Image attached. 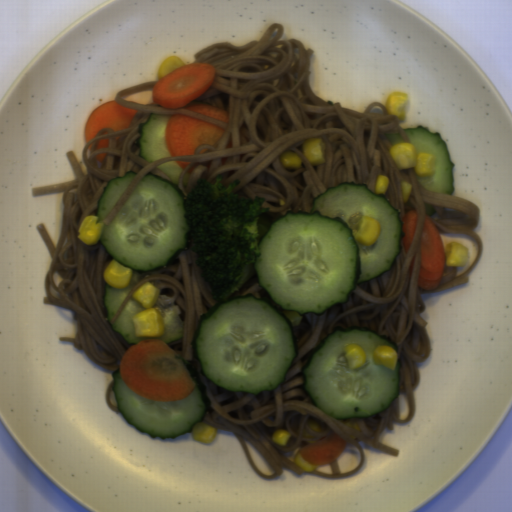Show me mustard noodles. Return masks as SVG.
<instances>
[{
	"label": "mustard noodles",
	"mask_w": 512,
	"mask_h": 512,
	"mask_svg": "<svg viewBox=\"0 0 512 512\" xmlns=\"http://www.w3.org/2000/svg\"><path fill=\"white\" fill-rule=\"evenodd\" d=\"M284 34L285 26L273 22L260 40L244 45L223 41L194 54V64L209 63L215 67L216 74L207 91L193 101L226 111L228 123L186 108L167 109L153 103L152 92L158 81L139 83L116 93V103L138 110L129 127L118 131L106 127L85 143L81 156L86 173L74 150L66 151L75 180L31 188L33 197L63 193L56 246L44 223L35 226L52 258L44 276L47 296L42 297V304L73 312L77 321L76 336H59L58 340L72 343L94 364L114 372L133 345L111 325L134 293L145 283H151L159 289V294L169 296L180 308L183 335L165 345L175 357L194 365L206 386L211 404L202 423L216 431L233 433L253 471L266 481L281 476L284 467L296 475L346 478L360 471L365 463L366 453L359 441L392 457L399 456L400 450L380 443L379 437L386 428L394 430V423L405 425L415 417L414 391L421 380L417 363L426 362L432 350L426 328L429 322L420 315L426 310L421 294L442 292L468 283L483 251V241L475 231L479 226L480 207L468 199L430 191L419 182L412 168L399 170L389 151L393 145L384 134L398 133L404 142L411 144L397 115L389 114L386 105L379 101H373L361 113L343 108L341 101L332 104L318 98L310 83L314 49H306L301 40L281 39ZM150 113L165 116L180 113L226 131L215 146L199 145L195 156L165 157L149 164L139 156L136 140L140 136L137 126L145 123ZM314 136H321L326 144L327 163L312 167L301 152V144ZM107 138L109 148L95 150L99 140ZM291 150L302 158V168L298 171L285 170L280 164L279 155ZM106 152L103 163L96 160L95 156ZM173 161L189 163L177 180L185 198L200 179L212 184L218 174H222L224 177L219 183L223 188L241 180L231 192L237 199L264 197L262 207L269 208L267 212L273 220L288 211L312 212L314 199L328 188L354 181L375 193L378 175L389 177L384 196L399 210V220L411 210L417 213L411 244L405 252L401 240V252L391 269L381 277L357 283L347 302L335 305L322 315H302L300 325H292L298 354L281 385L258 394L223 390L204 377L193 355V339L201 315L219 302L214 299L213 288L204 280L202 268L196 263L198 254L187 248L168 267L139 275L138 282L109 322L103 302L104 272L112 259L100 241L87 245L78 239L80 226L87 216L95 213L107 182L127 172L137 173L101 221L104 226L111 225L148 173L171 182L157 167ZM401 180L413 184V193L405 204ZM426 213L435 224L444 247L454 241L470 250L467 264L445 267L437 290L432 292L417 286L420 237ZM354 324L376 330L396 343L402 365L401 391L383 413L339 421L303 395L301 368L311 349L316 348L326 334L332 333L334 326ZM312 418L321 423L323 432L310 429L307 421ZM279 428L293 434L287 447L273 444L271 440L273 432ZM333 431L347 442L337 460L311 473L293 463V456L302 447L330 436Z\"/></svg>",
	"instance_id": "mustard-noodles-1"
},
{
	"label": "mustard noodles",
	"mask_w": 512,
	"mask_h": 512,
	"mask_svg": "<svg viewBox=\"0 0 512 512\" xmlns=\"http://www.w3.org/2000/svg\"><path fill=\"white\" fill-rule=\"evenodd\" d=\"M246 294H253L255 297L259 298L270 296L267 291L261 287L256 273L232 296H245Z\"/></svg>",
	"instance_id": "mustard-noodles-2"
}]
</instances>
